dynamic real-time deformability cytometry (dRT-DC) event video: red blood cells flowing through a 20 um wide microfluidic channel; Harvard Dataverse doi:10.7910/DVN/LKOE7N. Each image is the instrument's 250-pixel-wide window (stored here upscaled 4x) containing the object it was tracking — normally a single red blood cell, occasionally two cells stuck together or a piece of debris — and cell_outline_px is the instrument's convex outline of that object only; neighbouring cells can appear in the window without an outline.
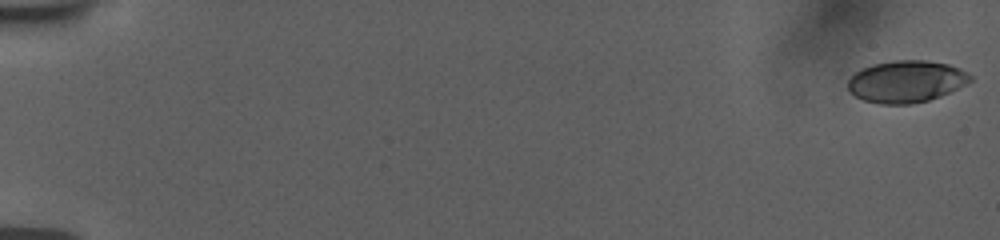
{"species": "human", "species_latin": "Homo sapiens", "temperature_condition": "room temperature", "stored_images_in_passage": 56, "camera_frame_rate_fps": 3000, "um_per_image_px": 0.085, "donor": {"sex": "female"}, "frame": {"image": 1, "passage_image": 1, "time_ms": 0.0, "image_size_px": [1000, 240], "cell_outline_px": [[972, 80], [940, 96], [928, 100], [912, 104], [880, 104], [864, 100], [856, 96], [848, 88], [848, 80], [856, 72], [872, 64], [896, 60], [924, 60], [948, 64], [960, 68], [968, 72], [972, 76]], "centroid_in_image_um": [77.04, 6.92], "position_along_channel_um": 8.0, "area_um2": 29.65}}
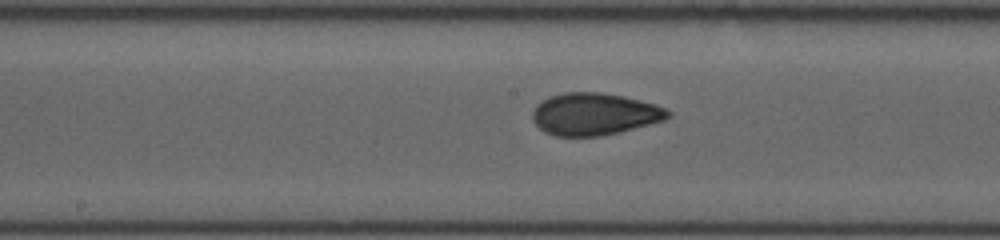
{"frame": {"image": 2, "passage_image": 31, "time_ms": 10.0, "image_size_px": [1000, 240], "cell_outline_px": [[672, 112], [664, 120], [620, 132], [600, 136], [556, 136], [544, 132], [532, 120], [532, 112], [536, 104], [548, 96], [564, 92], [604, 92], [624, 96], [656, 104], [668, 108]], "centroid_in_image_um": [50.52, 9.68], "position_along_channel_um": 197.7, "area_um2": 33.58}}
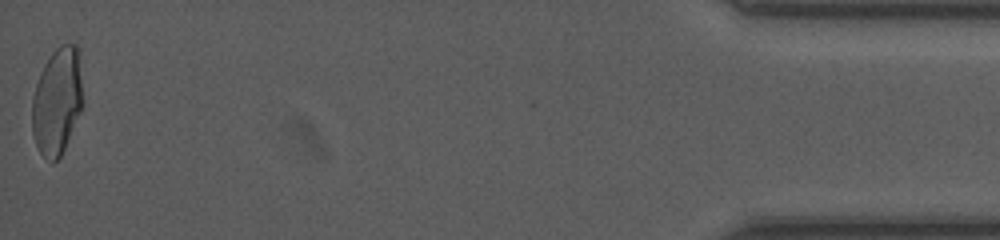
{"frame": {"image": 3, "passage_image": 56, "time_ms": 18.333, "image_size_px": [1000, 240], "cell_outline_px": [[84, 104], [64, 148], [60, 156], [52, 164], [40, 152], [36, 144], [32, 132], [32, 100], [36, 84], [40, 72], [44, 64], [52, 52], [60, 44], [76, 44], [80, 48]], "centroid_in_image_um": [4.89, 8.54], "position_along_channel_um": 430.3, "area_um2": 32.19}, "authors_computed_cell_mechanics": {"area_um2": 32.0501, "velocity_mm_per_s": 3.7936, "shape_relaxation_time_tau1_ms": null, "shape_relaxation_time_tau2_ms": 1.1773, "deformation_change_tau1": null, "deformation_change_tau2": 0.0581}}